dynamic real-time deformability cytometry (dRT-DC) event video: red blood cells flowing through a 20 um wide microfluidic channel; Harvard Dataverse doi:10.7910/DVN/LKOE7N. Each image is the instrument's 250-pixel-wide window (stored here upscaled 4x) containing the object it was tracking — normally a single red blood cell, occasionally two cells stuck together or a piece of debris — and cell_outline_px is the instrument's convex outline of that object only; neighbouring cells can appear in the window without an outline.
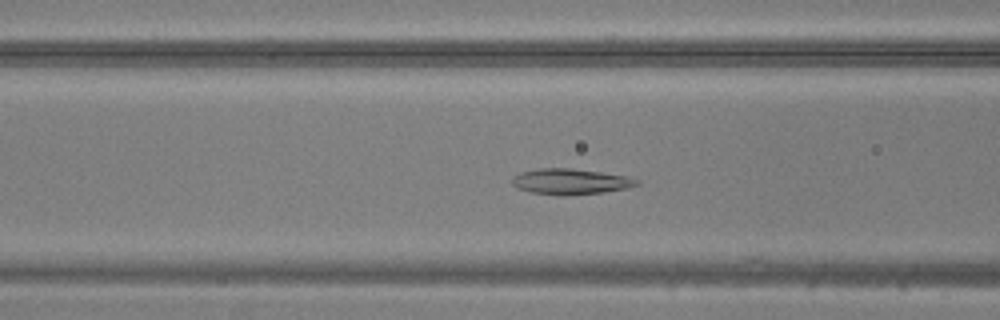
{"species": "common noctule bat (a hibernating species)", "species_latin": "Nyctalus noctula", "temperature_condition": "warm", "stored_images_in_passage": 48, "camera_frame_rate_fps": 3000, "um_per_image_px": 0.085, "animal": {"sex": "male", "body_mass_g": 20.5, "forearm_length_mm": 52.5}, "frame": {"image": 1, "passage_image": 18, "time_ms": 5.667, "image_size_px": [1000, 320], "cell_outline_px": [[640, 184], [628, 188], [604, 192], [564, 196], [532, 192], [516, 188], [512, 184], [512, 176], [520, 172], [540, 168], [572, 168], [628, 176], [640, 180]], "centroid_in_image_um": [48.5, 15.43], "position_along_channel_um": 118.1, "area_um2": 18.84}}
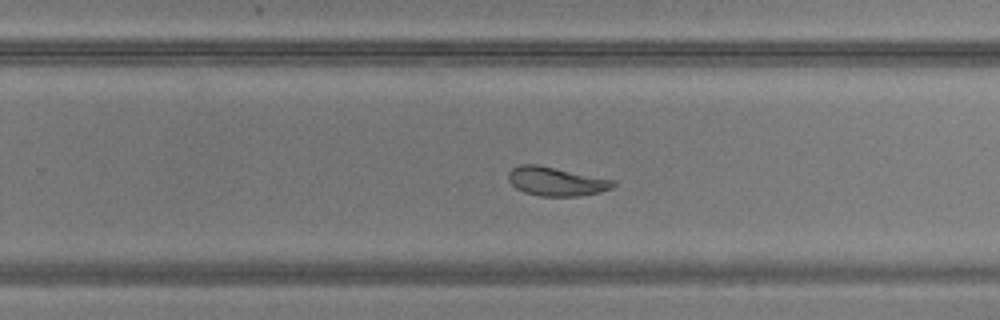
{"frame": {"image": 2, "passage_image": 30, "time_ms": 9.667, "image_size_px": [1000, 320], "cell_outline_px": [[616, 184], [612, 188], [600, 192], [580, 196], [540, 196], [524, 192], [516, 188], [508, 180], [508, 172], [512, 168], [520, 164], [536, 164], [612, 180]], "centroid_in_image_um": [47.23, 15.43], "position_along_channel_um": 282.6, "area_um2": 17.4}}
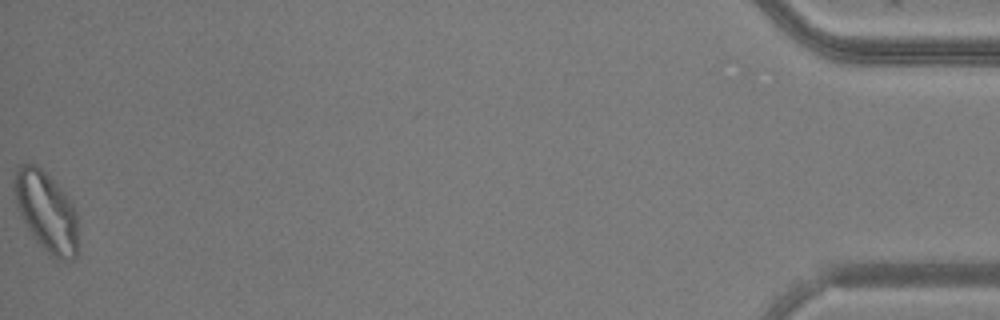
{"frame": {"image": 3, "passage_image": 48, "time_ms": 15.667, "image_size_px": [1000, 320], "cell_outline_px": [[76, 256], [72, 260], [60, 260], [52, 256], [32, 236], [16, 204], [12, 184], [16, 164], [36, 164], [60, 188], [72, 204], [76, 212]], "centroid_in_image_um": [3.89, 17.95], "position_along_channel_um": 431.3, "area_um2": 29.25}}